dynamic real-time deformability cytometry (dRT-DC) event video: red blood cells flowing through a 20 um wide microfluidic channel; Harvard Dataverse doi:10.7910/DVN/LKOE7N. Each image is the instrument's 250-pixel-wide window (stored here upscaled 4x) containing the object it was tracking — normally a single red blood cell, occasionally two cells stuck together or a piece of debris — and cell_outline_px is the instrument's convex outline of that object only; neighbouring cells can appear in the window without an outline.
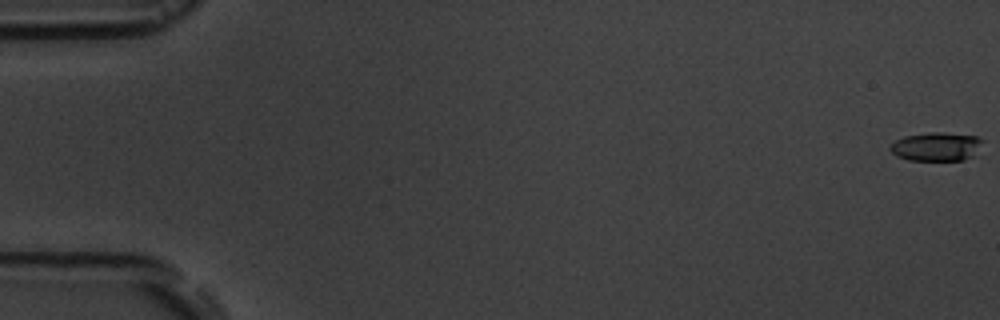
{"species": "common noctule bat (a hibernating species)", "species_latin": "Nyctalus noctula", "temperature_condition": "room temperature", "stored_images_in_passage": 58, "camera_frame_rate_fps": 3000, "um_per_image_px": 0.085, "animal": {"sex": "male", "body_mass_g": 19.5, "forearm_length_mm": 54.6}, "frame": {"image": 1, "passage_image": 1, "time_ms": 0.0, "image_size_px": [1000, 320], "cell_outline_px": [[984, 140], [972, 156], [964, 160], [908, 160], [896, 156], [888, 148], [896, 140], [904, 136], [928, 132], [944, 132], [976, 136]], "centroid_in_image_um": [79.56, 12.45], "position_along_channel_um": 5.4, "area_um2": 15.43}}
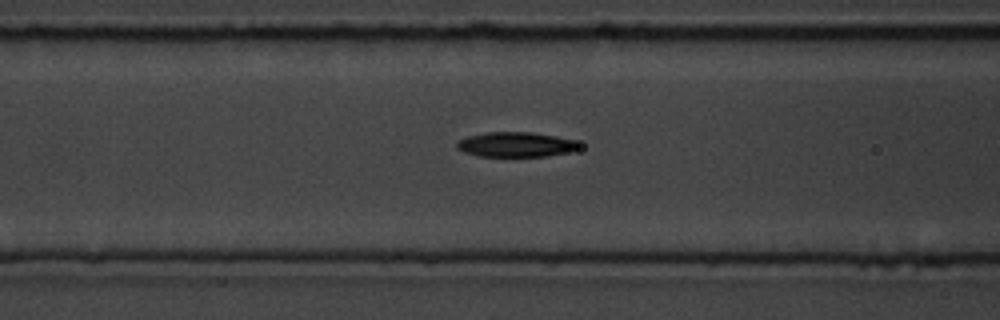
{"frame": {"image": 2, "passage_image": 24, "time_ms": 7.667, "image_size_px": [1000, 320], "cell_outline_px": [[580, 148], [572, 152], [548, 156], [480, 156], [464, 152], [456, 148], [456, 144], [460, 140], [468, 136], [488, 132], [532, 132], [556, 136], [576, 140], [580, 144]], "centroid_in_image_um": [43.9, 12.28], "position_along_channel_um": 122.7, "area_um2": 17.8}}
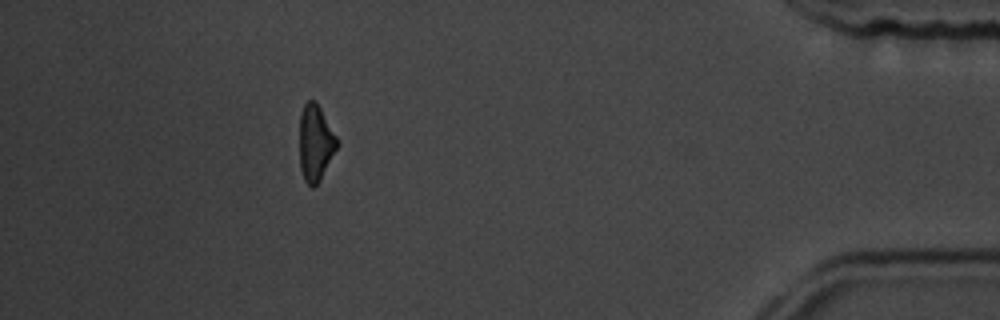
{"frame": {"image": 3, "passage_image": 52, "time_ms": 17.0, "image_size_px": [1000, 320], "cell_outline_px": [[336, 148], [320, 180], [312, 188], [304, 180], [300, 168], [300, 112], [304, 104], [308, 100], [316, 100], [336, 136]], "centroid_in_image_um": [26.78, 12.12], "position_along_channel_um": 408.4, "area_um2": 16.36}, "authors_computed_cell_mechanics": {"area_um2": 17.8024, "velocity_mm_per_s": 3.6337, "shape_relaxation_time_tau1_ms": 3.4953, "shape_relaxation_time_tau2_ms": null, "deformation_change_tau1": 0.1581, "deformation_change_tau2": null}}